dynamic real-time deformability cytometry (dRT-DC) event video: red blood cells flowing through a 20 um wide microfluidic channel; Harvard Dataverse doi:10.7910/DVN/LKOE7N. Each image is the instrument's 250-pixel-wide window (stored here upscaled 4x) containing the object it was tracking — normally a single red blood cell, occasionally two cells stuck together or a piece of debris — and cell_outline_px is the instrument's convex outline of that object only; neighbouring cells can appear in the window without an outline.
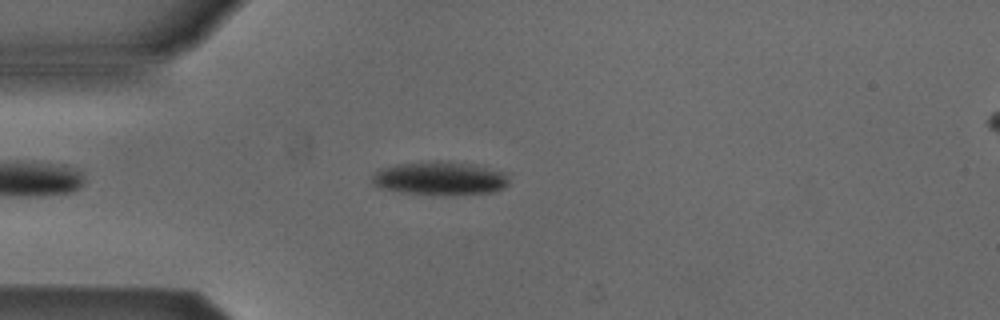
{"species": "Egyptian fruit bat (a non-hibernating species)", "species_latin": "Rousettus aegyptiacus", "temperature_condition": "cold", "stored_images_in_passage": 46, "camera_frame_rate_fps": 3000, "um_per_image_px": 0.085, "animal": {"sex": "male"}, "frame": {"image": 1, "passage_image": 7, "time_ms": 2.0, "image_size_px": [1000, 320], "cell_outline_px": [[508, 184], [504, 188], [492, 192], [448, 196], [404, 192], [380, 188], [372, 184], [372, 176], [380, 168], [396, 164], [432, 160], [448, 160], [476, 164], [508, 172]], "centroid_in_image_um": [37.45, 15.14], "position_along_channel_um": 47.6, "area_um2": 27.51}}
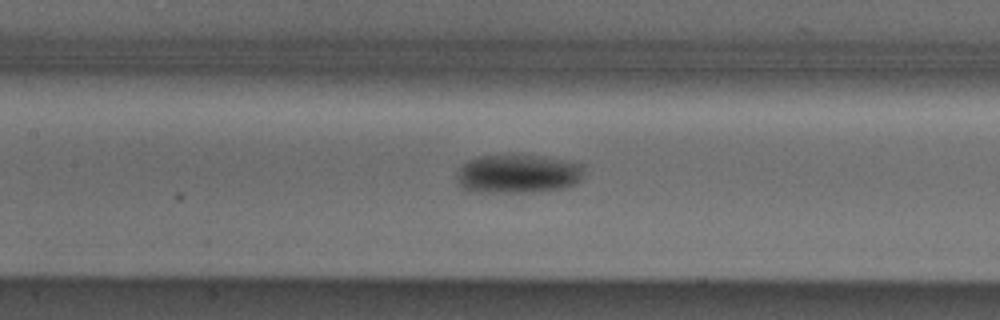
{"frame": {"image": 2, "passage_image": 17, "time_ms": 5.333, "image_size_px": [1000, 320], "cell_outline_px": [[584, 172], [580, 180], [576, 184], [564, 188], [532, 192], [476, 192], [464, 188], [460, 184], [456, 176], [460, 164], [476, 156], [520, 152], [584, 164]], "centroid_in_image_um": [44.02, 14.73], "position_along_channel_um": 163.4, "area_um2": 29.71}}
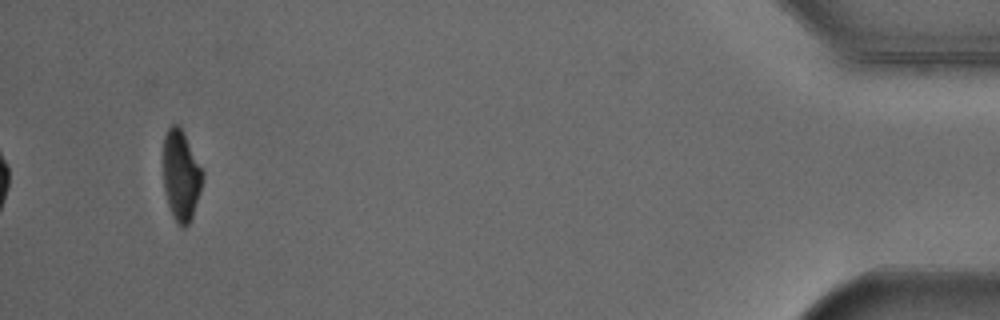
{"frame": {"image": 3, "passage_image": 43, "time_ms": 14.0, "image_size_px": [1000, 320], "cell_outline_px": [[204, 180], [192, 216], [188, 224], [184, 228], [180, 228], [176, 224], [172, 216], [168, 204], [164, 188], [164, 136], [168, 128], [172, 124], [180, 124], [204, 172]], "centroid_in_image_um": [15.4, 14.92], "position_along_channel_um": 419.8, "area_um2": 20.98}, "authors_computed_cell_mechanics": {"area_um2": 25.2586, "velocity_mm_per_s": 3.8944, "shape_relaxation_time_tau1_ms": 2.9258, "shape_relaxation_time_tau2_ms": null, "deformation_change_tau1": 0.1112, "deformation_change_tau2": null}}